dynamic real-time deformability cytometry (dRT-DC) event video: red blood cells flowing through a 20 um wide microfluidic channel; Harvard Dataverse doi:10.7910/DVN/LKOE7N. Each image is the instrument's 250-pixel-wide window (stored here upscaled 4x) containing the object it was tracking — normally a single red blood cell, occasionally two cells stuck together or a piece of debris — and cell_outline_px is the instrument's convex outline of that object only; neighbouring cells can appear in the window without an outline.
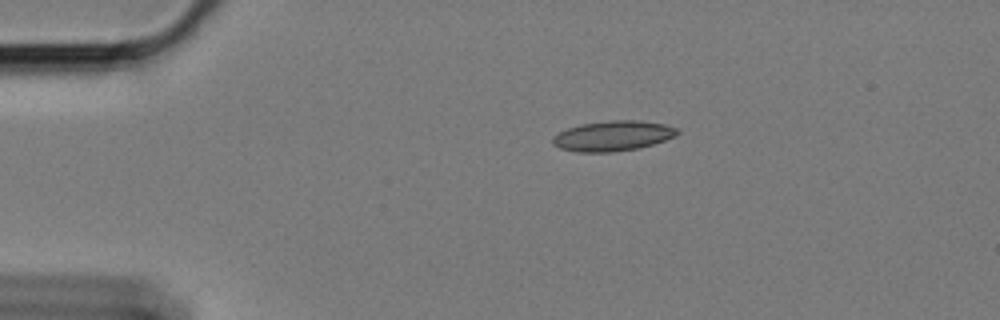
{"species": "Egyptian fruit bat (a non-hibernating species)", "species_latin": "Rousettus aegyptiacus", "temperature_condition": "cold", "stored_images_in_passage": 48, "camera_frame_rate_fps": 3000, "um_per_image_px": 0.085, "animal": {"sex": "female"}, "frame": {"image": 1, "passage_image": 1, "time_ms": 0.0, "image_size_px": [1000, 320], "cell_outline_px": [[680, 132], [676, 136], [652, 144], [636, 148], [612, 152], [576, 152], [560, 148], [552, 144], [552, 136], [568, 128], [580, 124], [608, 120], [640, 120], [664, 124], [676, 128]], "centroid_in_image_um": [52.07, 11.54], "position_along_channel_um": 32.9, "area_um2": 21.91}}
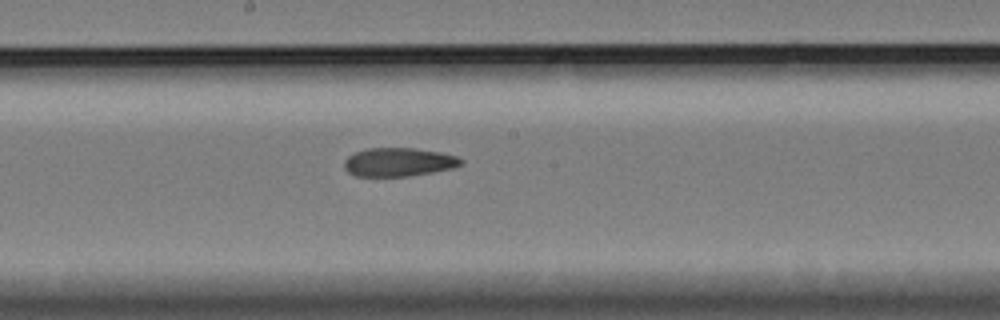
{"frame": {"image": 2, "passage_image": 21, "time_ms": 6.667, "image_size_px": [1000, 320], "cell_outline_px": [[464, 160], [460, 164], [452, 168], [432, 172], [408, 176], [356, 176], [348, 172], [344, 168], [344, 160], [348, 156], [364, 148], [416, 148], [440, 152], [456, 156]], "centroid_in_image_um": [33.85, 13.77], "position_along_channel_um": 214.3, "area_um2": 19.42}}
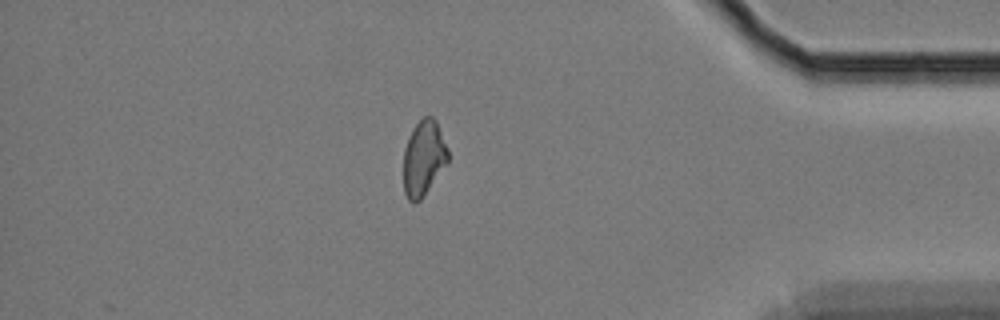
{"frame": {"image": 3, "passage_image": 40, "time_ms": 13.0, "image_size_px": [1000, 320], "cell_outline_px": [[448, 164], [420, 200], [416, 204], [412, 204], [408, 200], [404, 192], [404, 148], [408, 136], [412, 128], [424, 116], [432, 116], [436, 120], [448, 148]], "centroid_in_image_um": [36.01, 13.45], "position_along_channel_um": 399.2, "area_um2": 19.83}, "authors_computed_cell_mechanics": {"area_um2": 20.1144, "velocity_mm_per_s": 3.4094, "shape_relaxation_time_tau1_ms": null, "shape_relaxation_time_tau2_ms": 7.673, "deformation_change_tau1": null, "deformation_change_tau2": 0.1461}}